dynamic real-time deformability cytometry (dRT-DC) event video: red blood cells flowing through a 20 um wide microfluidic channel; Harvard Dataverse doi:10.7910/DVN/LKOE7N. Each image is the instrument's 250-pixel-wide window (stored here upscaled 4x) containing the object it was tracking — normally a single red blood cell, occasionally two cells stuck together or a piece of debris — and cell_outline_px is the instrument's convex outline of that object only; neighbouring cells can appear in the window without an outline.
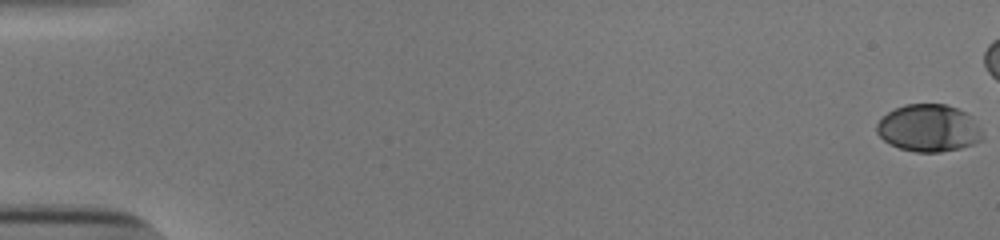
{"species": "human", "species_latin": "Homo sapiens", "temperature_condition": "cold", "stored_images_in_passage": 46, "camera_frame_rate_fps": 3000, "um_per_image_px": 0.085, "donor": {"sex": "male"}, "frame": {"image": 1, "passage_image": 1, "time_ms": 0.0, "image_size_px": [1000, 240], "cell_outline_px": [[984, 140], [960, 148], [940, 152], [916, 152], [900, 148], [884, 140], [876, 132], [876, 124], [888, 112], [904, 104], [944, 104], [956, 108], [972, 116], [984, 132]], "centroid_in_image_um": [78.98, 10.89], "position_along_channel_um": 6.0, "area_um2": 29.19}}
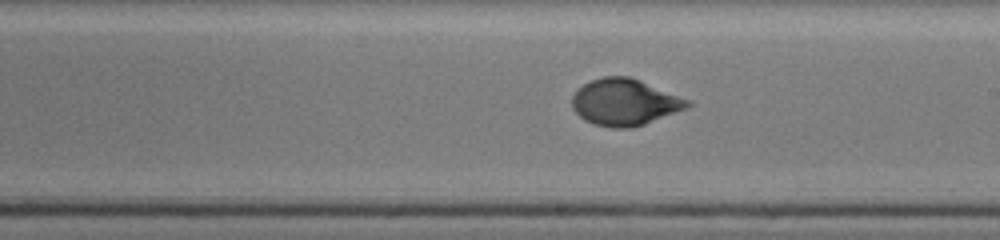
{"frame": {"image": 2, "passage_image": 33, "time_ms": 10.667, "image_size_px": [1000, 240], "cell_outline_px": [[692, 104], [684, 108], [644, 124], [632, 128], [612, 128], [596, 124], [584, 120], [572, 108], [572, 96], [584, 84], [592, 80], [604, 76], [628, 76], [692, 100]], "centroid_in_image_um": [53.09, 8.68], "position_along_channel_um": 235.9, "area_um2": 30.92}}
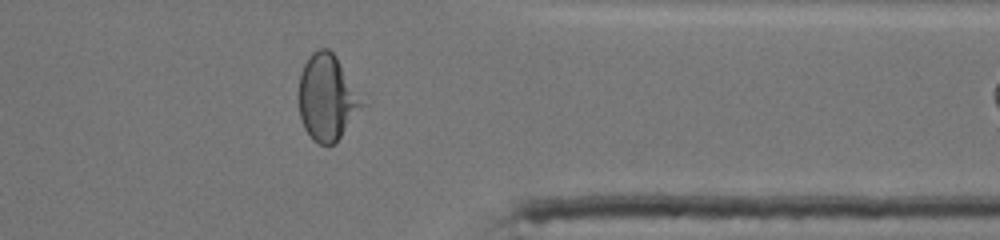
{"frame": {"image": 3, "passage_image": 45, "time_ms": 14.667, "image_size_px": [1000, 240], "cell_outline_px": [[368, 104], [336, 144], [320, 144], [312, 140], [304, 128], [300, 116], [300, 72], [308, 56], [312, 52], [320, 48], [328, 48], [336, 56]], "centroid_in_image_um": [27.87, 8.32], "position_along_channel_um": 383.5, "area_um2": 32.37}}